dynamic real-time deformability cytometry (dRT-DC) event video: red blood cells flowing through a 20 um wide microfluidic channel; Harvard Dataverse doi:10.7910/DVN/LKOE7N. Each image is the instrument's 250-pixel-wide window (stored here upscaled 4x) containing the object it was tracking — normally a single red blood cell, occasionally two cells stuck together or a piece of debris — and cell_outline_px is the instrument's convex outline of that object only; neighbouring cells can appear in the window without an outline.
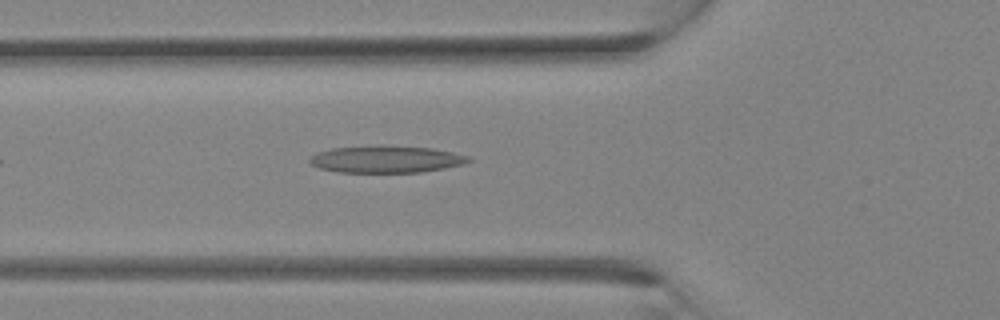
{"species": "Egyptian fruit bat (a non-hibernating species)", "species_latin": "Rousettus aegyptiacus", "temperature_condition": "room temperature", "stored_images_in_passage": 23, "camera_frame_rate_fps": 3000, "um_per_image_px": 0.085, "animal": {"sex": "female"}, "frame": {"image": 1, "passage_image": 4, "time_ms": 1.0, "image_size_px": [1000, 320], "cell_outline_px": [[472, 160], [464, 164], [444, 168], [420, 172], [340, 172], [320, 168], [312, 164], [308, 160], [316, 152], [332, 148], [380, 144], [432, 148], [472, 156]], "centroid_in_image_um": [32.85, 13.51], "position_along_channel_um": 93.0, "area_um2": 25.32}}
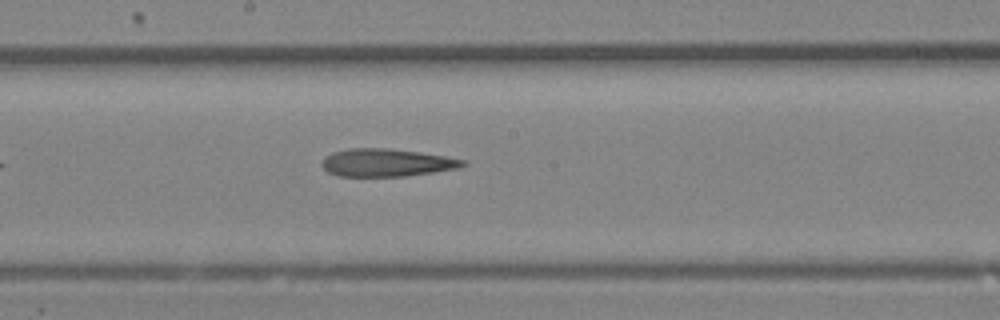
{"frame": {"image": 2, "passage_image": 10, "time_ms": 3.0, "image_size_px": [1000, 320], "cell_outline_px": [[468, 164], [460, 168], [404, 176], [336, 176], [328, 172], [320, 164], [324, 156], [332, 152], [348, 148], [392, 148], [448, 156], [468, 160]], "centroid_in_image_um": [32.88, 13.81], "position_along_channel_um": 215.3, "area_um2": 23.18}}
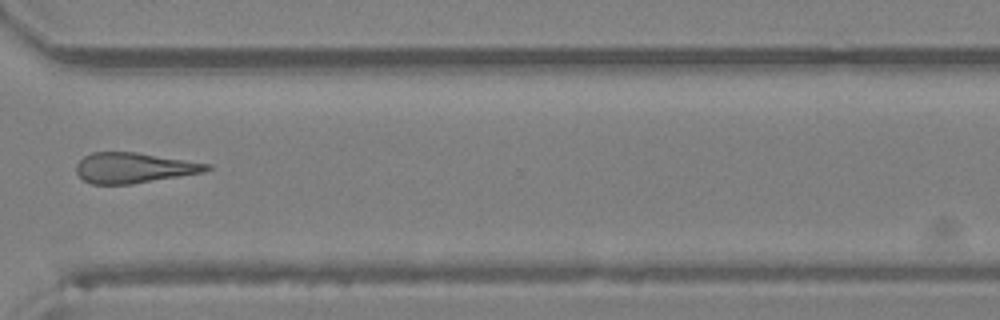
{"frame": {"image": 3, "passage_image": 17, "time_ms": 5.333, "image_size_px": [1000, 320], "cell_outline_px": [[212, 168], [204, 172], [132, 184], [92, 184], [84, 180], [76, 172], [76, 164], [84, 156], [92, 152], [136, 152], [212, 164]], "centroid_in_image_um": [11.39, 14.26], "position_along_channel_um": 359.2, "area_um2": 23.06}}